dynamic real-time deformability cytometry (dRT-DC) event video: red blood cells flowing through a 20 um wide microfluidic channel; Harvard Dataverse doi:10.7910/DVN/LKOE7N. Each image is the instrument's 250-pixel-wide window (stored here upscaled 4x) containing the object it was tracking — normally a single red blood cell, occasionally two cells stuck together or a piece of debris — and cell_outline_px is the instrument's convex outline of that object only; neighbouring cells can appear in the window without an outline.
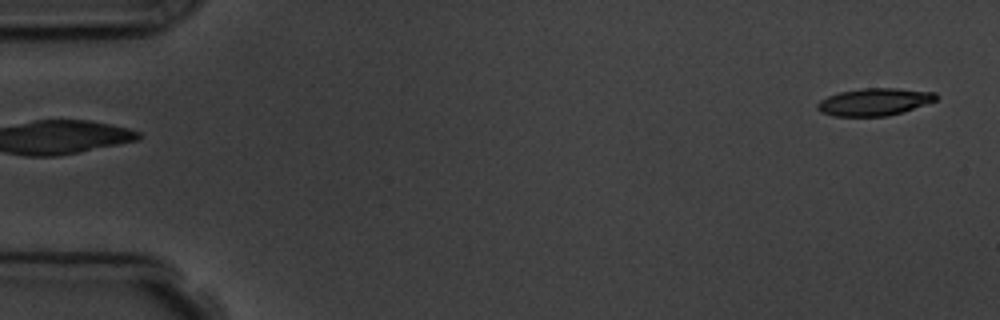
{"species": "common noctule bat (a hibernating species)", "species_latin": "Nyctalus noctula", "temperature_condition": "room temperature", "stored_images_in_passage": 4, "segment_of_instrument_passage": [2, 2], "camera_frame_rate_fps": 3000, "um_per_image_px": 0.085, "animal": {"sex": "male", "body_mass_g": 19.5, "forearm_length_mm": 54.6}, "frame": {"image": 1, "passage_image": 4, "time_ms": 4.333, "image_size_px": [1000, 320], "cell_outline_px": [[936, 100], [888, 116], [832, 116], [820, 112], [816, 108], [816, 104], [820, 100], [828, 96], [840, 92], [864, 88], [896, 88], [936, 92]], "centroid_in_image_um": [74.26, 8.66], "position_along_channel_um": 10.7, "area_um2": 18.73}}